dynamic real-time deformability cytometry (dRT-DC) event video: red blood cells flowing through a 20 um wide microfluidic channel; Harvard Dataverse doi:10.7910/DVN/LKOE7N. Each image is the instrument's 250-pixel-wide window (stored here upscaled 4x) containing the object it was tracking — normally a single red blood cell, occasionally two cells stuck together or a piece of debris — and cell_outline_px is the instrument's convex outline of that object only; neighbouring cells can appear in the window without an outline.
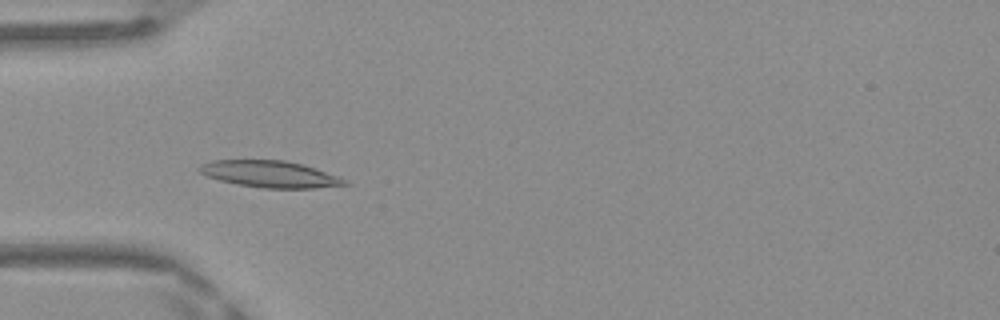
{"species": "Egyptian fruit bat (a non-hibernating species)", "species_latin": "Rousettus aegyptiacus", "temperature_condition": "warm", "stored_images_in_passage": 38, "camera_frame_rate_fps": 3000, "um_per_image_px": 0.085, "frame": {"image": 1, "passage_image": 7, "time_ms": 2.0, "image_size_px": [1000, 320], "cell_outline_px": [[352, 184], [316, 188], [264, 188], [236, 184], [220, 180], [208, 176], [200, 172], [196, 168], [200, 164], [216, 160], [284, 160], [300, 164], [348, 180]], "centroid_in_image_um": [22.93, 14.81], "position_along_channel_um": 62.1, "area_um2": 22.31}}
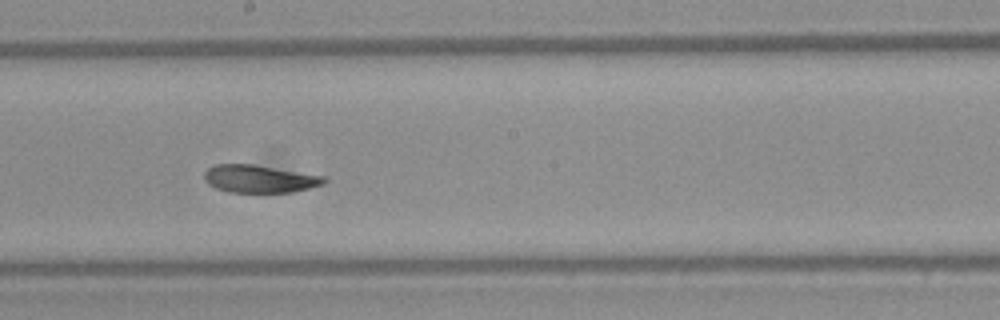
{"frame": {"image": 2, "passage_image": 19, "time_ms": 6.0, "image_size_px": [1000, 320], "cell_outline_px": [[328, 180], [324, 184], [292, 192], [228, 192], [216, 188], [208, 184], [204, 180], [204, 172], [208, 168], [216, 164], [252, 164], [324, 176]], "centroid_in_image_um": [22.03, 15.2], "position_along_channel_um": 226.2, "area_um2": 19.25}}
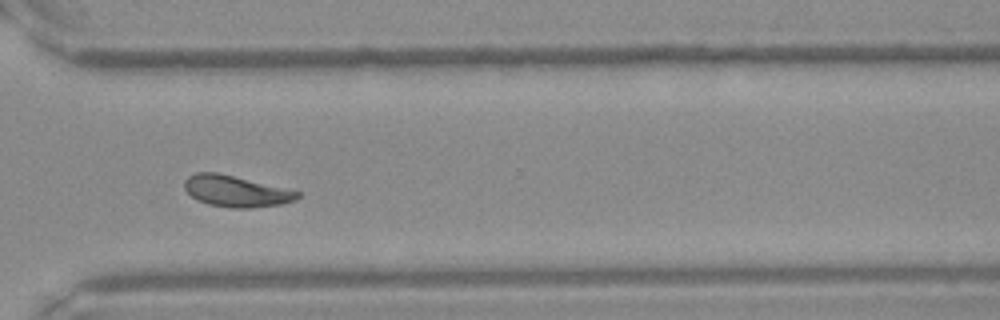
{"frame": {"image": 3, "passage_image": 28, "time_ms": 9.0, "image_size_px": [1000, 320], "cell_outline_px": [[300, 196], [296, 200], [280, 204], [252, 208], [232, 208], [208, 204], [192, 196], [184, 188], [184, 180], [188, 176], [196, 172], [216, 172], [300, 192]], "centroid_in_image_um": [20.03, 16.25], "position_along_channel_um": 350.6, "area_um2": 20.23}, "authors_computed_cell_mechanics": {"area_um2": 20.2878, "velocity_mm_per_s": 4.146, "shape_relaxation_time_tau1_ms": 4.9719, "shape_relaxation_time_tau2_ms": 2.5367, "deformation_change_tau1": 0.153, "deformation_change_tau2": 0.0781}}